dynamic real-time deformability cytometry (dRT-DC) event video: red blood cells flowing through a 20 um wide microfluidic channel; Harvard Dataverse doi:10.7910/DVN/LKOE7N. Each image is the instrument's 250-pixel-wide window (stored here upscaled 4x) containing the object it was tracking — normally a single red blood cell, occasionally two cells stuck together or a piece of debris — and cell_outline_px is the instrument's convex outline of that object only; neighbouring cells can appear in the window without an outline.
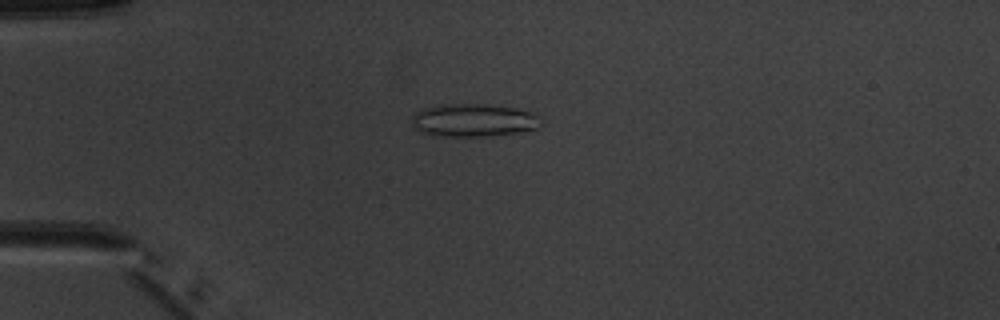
{"species": "common noctule bat (a hibernating species)", "species_latin": "Nyctalus noctula", "temperature_condition": "warm", "stored_images_in_passage": 5, "camera_frame_rate_fps": 3000, "um_per_image_px": 0.085, "animal": {"sex": "male", "body_mass_g": 20.1, "forearm_length_mm": 53.5}, "frame": {"image": 1, "passage_image": 3, "time_ms": 2.333, "image_size_px": [1000, 320], "cell_outline_px": [[544, 120], [536, 128], [520, 132], [488, 136], [440, 136], [420, 132], [412, 124], [412, 116], [416, 112], [424, 108], [440, 104], [488, 104], [516, 108], [532, 112]], "centroid_in_image_um": [40.27, 10.21], "position_along_channel_um": 44.7, "area_um2": 24.91}}